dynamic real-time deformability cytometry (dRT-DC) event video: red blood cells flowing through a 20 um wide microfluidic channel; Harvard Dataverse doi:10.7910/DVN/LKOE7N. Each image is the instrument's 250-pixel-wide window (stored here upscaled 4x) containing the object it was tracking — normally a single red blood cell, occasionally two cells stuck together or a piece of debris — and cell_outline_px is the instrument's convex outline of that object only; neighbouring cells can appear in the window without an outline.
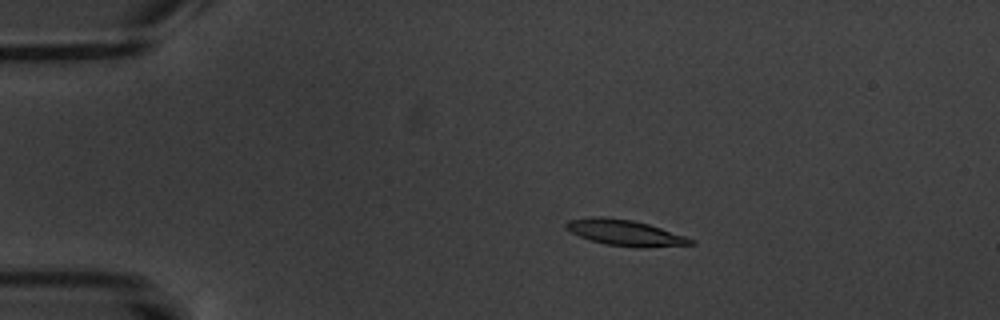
{"species": "common noctule bat (a hibernating species)", "species_latin": "Nyctalus noctula", "temperature_condition": "warm", "stored_images_in_passage": 8, "camera_frame_rate_fps": 3000, "um_per_image_px": 0.085, "animal": {"sex": "male", "body_mass_g": 20.1, "forearm_length_mm": 53.5}, "frame": {"image": 1, "passage_image": 4, "time_ms": 3.333, "image_size_px": [1000, 320], "cell_outline_px": [[696, 244], [640, 248], [604, 244], [580, 236], [564, 228], [564, 224], [568, 220], [592, 216], [604, 216], [632, 220], [648, 224], [696, 240]], "centroid_in_image_um": [53.11, 19.78], "position_along_channel_um": 31.9, "area_um2": 18.79}}
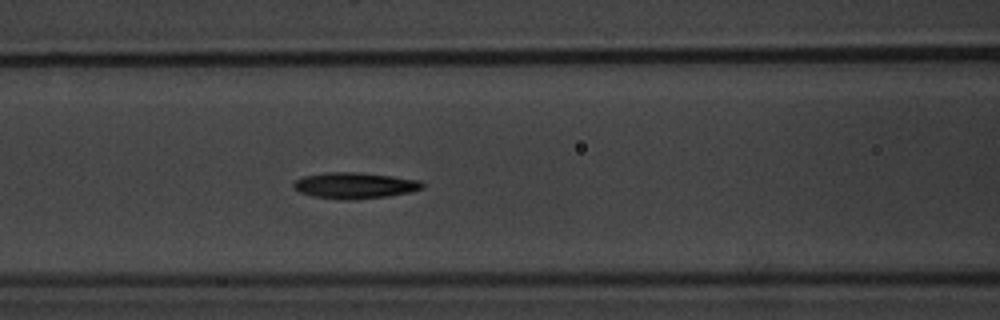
{"frame": {"image": 2, "passage_image": 8, "time_ms": 8.0, "image_size_px": [1000, 320], "cell_outline_px": [[424, 188], [408, 192], [388, 196], [348, 200], [340, 200], [312, 196], [300, 192], [292, 188], [292, 184], [296, 180], [304, 176], [328, 172], [356, 172], [392, 176], [420, 180], [424, 184]], "centroid_in_image_um": [30.13, 15.77], "position_along_channel_um": 136.5, "area_um2": 19.59}}